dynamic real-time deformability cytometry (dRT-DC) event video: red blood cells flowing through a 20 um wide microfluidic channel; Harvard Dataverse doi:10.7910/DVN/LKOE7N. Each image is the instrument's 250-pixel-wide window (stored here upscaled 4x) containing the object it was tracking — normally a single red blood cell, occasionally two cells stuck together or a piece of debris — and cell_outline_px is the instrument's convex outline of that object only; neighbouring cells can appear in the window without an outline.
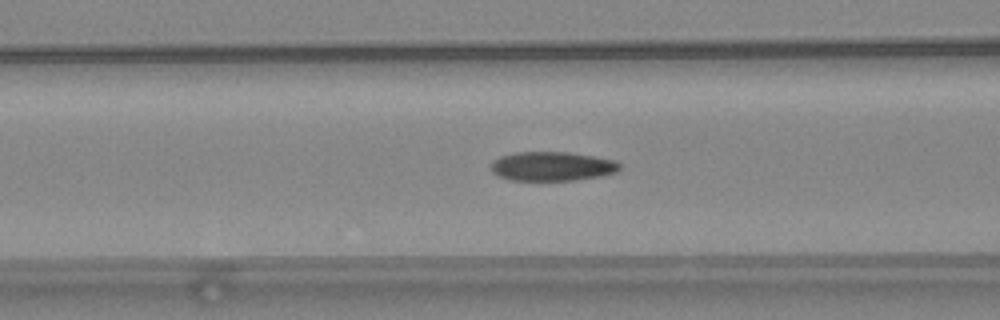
{"species": "common noctule bat (a hibernating species)", "species_latin": "Nyctalus noctula", "temperature_condition": "warm", "stored_images_in_passage": 52, "camera_frame_rate_fps": 3000, "um_per_image_px": 0.085, "animal": {"sex": "female", "body_mass_g": 24.6, "forearm_length_mm": 56.2}, "frame": {"image": 1, "passage_image": 21, "time_ms": 6.667, "image_size_px": [1000, 320], "cell_outline_px": [[620, 168], [616, 172], [600, 176], [576, 180], [508, 180], [492, 172], [492, 160], [500, 156], [516, 152], [568, 152], [616, 160], [620, 164]], "centroid_in_image_um": [46.92, 14.13], "position_along_channel_um": 119.7, "area_um2": 21.85}}
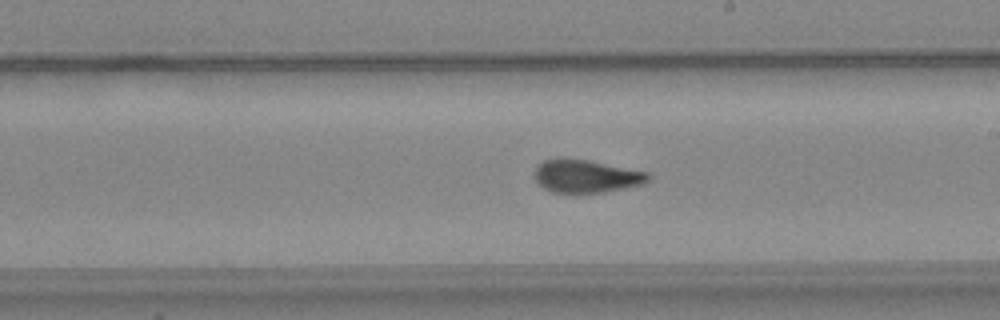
{"frame": {"image": 2, "passage_image": 30, "time_ms": 9.667, "image_size_px": [1000, 320], "cell_outline_px": [[652, 176], [644, 184], [604, 192], [552, 192], [544, 188], [536, 180], [536, 164], [544, 160], [588, 160], [648, 172]], "centroid_in_image_um": [49.87, 14.99], "position_along_channel_um": 239.1, "area_um2": 21.27}}
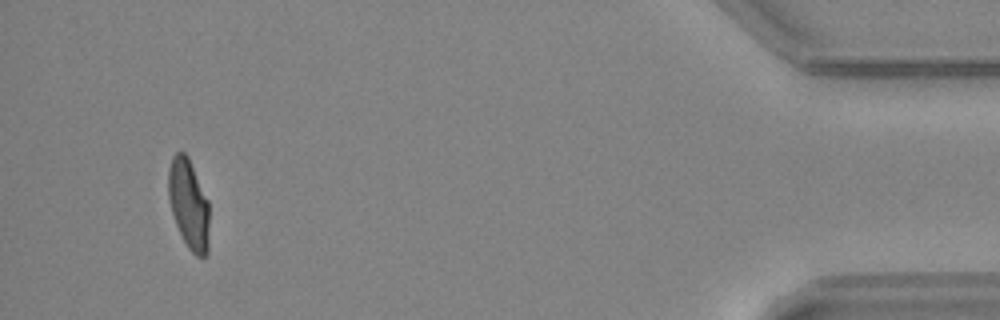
{"frame": {"image": 3, "passage_image": 49, "time_ms": 16.0, "image_size_px": [1000, 320], "cell_outline_px": [[208, 252], [204, 256], [196, 256], [188, 248], [176, 224], [172, 212], [168, 196], [168, 168], [172, 156], [176, 152], [184, 152], [188, 156], [208, 200]], "centroid_in_image_um": [16.03, 17.32], "position_along_channel_um": 419.2, "area_um2": 21.27}, "authors_computed_cell_mechanics": {"area_um2": 21.9062, "velocity_mm_per_s": 3.9776, "shape_relaxation_time_tau1_ms": null, "shape_relaxation_time_tau2_ms": 1.4495, "deformation_change_tau1": null, "deformation_change_tau2": 0.0805}}